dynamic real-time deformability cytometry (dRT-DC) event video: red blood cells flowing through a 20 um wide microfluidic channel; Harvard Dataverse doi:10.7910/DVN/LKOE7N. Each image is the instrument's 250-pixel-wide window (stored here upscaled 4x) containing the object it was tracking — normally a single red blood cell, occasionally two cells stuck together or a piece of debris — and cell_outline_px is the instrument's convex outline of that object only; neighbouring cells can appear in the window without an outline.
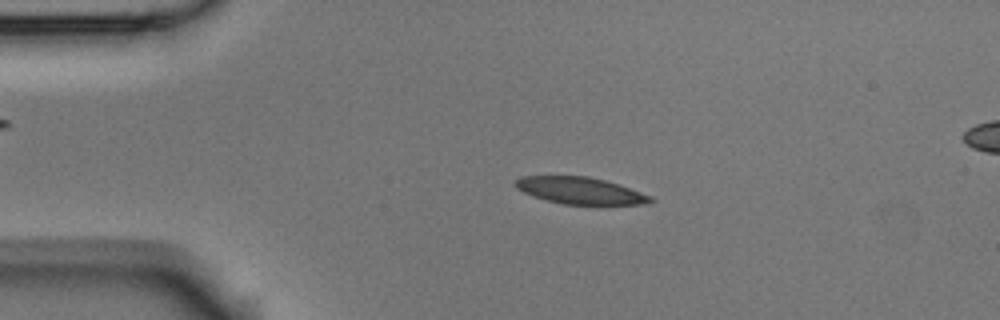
{"species": "Egyptian fruit bat (a non-hibernating species)", "species_latin": "Rousettus aegyptiacus", "temperature_condition": "room temperature", "stored_images_in_passage": 52, "camera_frame_rate_fps": 3000, "um_per_image_px": 0.085, "animal": {"sex": "male"}, "frame": {"image": 1, "passage_image": 10, "time_ms": 3.0, "image_size_px": [1000, 320], "cell_outline_px": [[656, 200], [648, 204], [564, 204], [532, 196], [516, 188], [512, 184], [520, 176], [588, 176], [604, 180], [652, 196]], "centroid_in_image_um": [49.29, 16.2], "position_along_channel_um": 35.7, "area_um2": 20.92}}
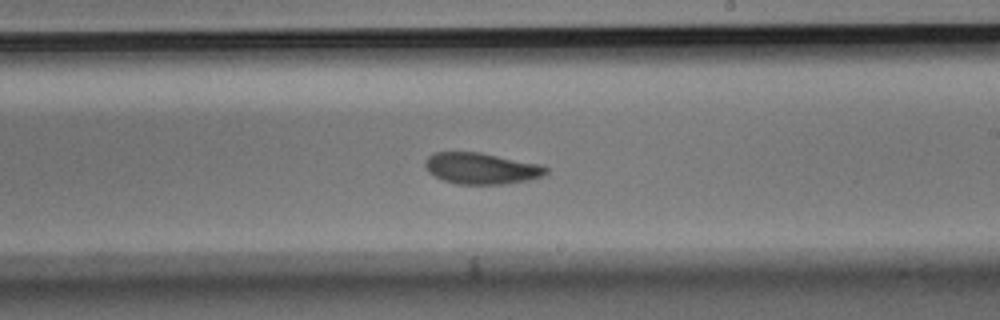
{"frame": {"image": 2, "passage_image": 30, "time_ms": 9.667, "image_size_px": [1000, 320], "cell_outline_px": [[548, 172], [544, 176], [528, 180], [504, 184], [456, 184], [444, 180], [428, 172], [424, 164], [428, 156], [432, 152], [480, 152], [540, 164], [548, 168]], "centroid_in_image_um": [40.92, 14.31], "position_along_channel_um": 248.1, "area_um2": 22.08}}
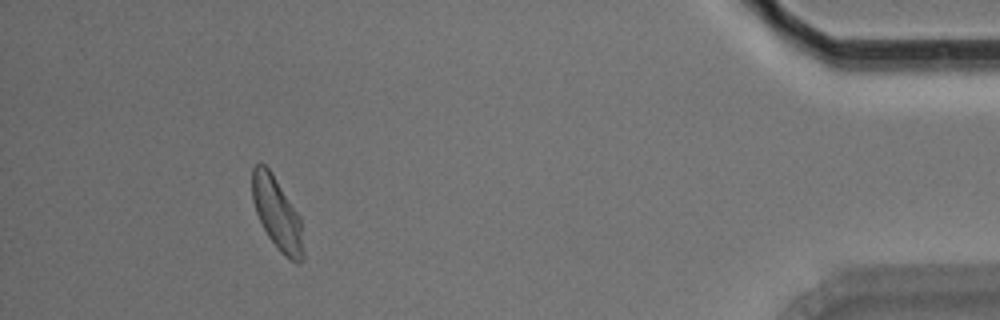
{"frame": {"image": 3, "passage_image": 48, "time_ms": 15.667, "image_size_px": [1000, 320], "cell_outline_px": [[304, 256], [300, 264], [296, 264], [280, 252], [276, 248], [268, 236], [256, 212], [252, 200], [252, 168], [260, 160], [272, 172], [300, 216], [304, 252]], "centroid_in_image_um": [23.56, 18.16], "position_along_channel_um": 411.6, "area_um2": 21.68}, "authors_computed_cell_mechanics": {"area_um2": 22.0796, "velocity_mm_per_s": 3.7202, "shape_relaxation_time_tau1_ms": 5.3569, "shape_relaxation_time_tau2_ms": 3.5889, "deformation_change_tau1": 0.1341, "deformation_change_tau2": 0.0838}}